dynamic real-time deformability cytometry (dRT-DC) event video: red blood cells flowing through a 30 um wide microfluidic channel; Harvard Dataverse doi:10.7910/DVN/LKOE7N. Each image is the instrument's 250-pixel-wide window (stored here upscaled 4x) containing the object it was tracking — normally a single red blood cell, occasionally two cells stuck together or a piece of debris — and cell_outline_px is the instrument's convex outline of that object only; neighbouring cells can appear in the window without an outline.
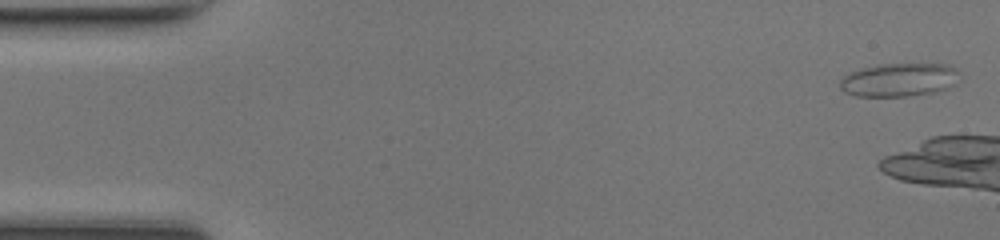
{"species": "common noctule bat (a hibernating species)", "species_latin": "Nyctalus noctula", "temperature_condition": "room temperature", "stored_images_in_passage": 7, "camera_frame_rate_fps": 3000, "um_per_image_px": 0.085, "animal": {"sex": "female", "body_mass_g": 17.0, "forearm_length_mm": 48.0}, "frame": {"image": 1, "passage_image": 1, "time_ms": 0.0, "image_size_px": [1000, 240], "cell_outline_px": [[956, 84], [948, 88], [936, 92], [908, 96], [856, 96], [844, 92], [840, 88], [840, 80], [844, 76], [852, 72], [876, 64], [948, 64], [956, 68]], "centroid_in_image_um": [76.42, 6.79], "position_along_channel_um": 8.6, "area_um2": 23.18}}